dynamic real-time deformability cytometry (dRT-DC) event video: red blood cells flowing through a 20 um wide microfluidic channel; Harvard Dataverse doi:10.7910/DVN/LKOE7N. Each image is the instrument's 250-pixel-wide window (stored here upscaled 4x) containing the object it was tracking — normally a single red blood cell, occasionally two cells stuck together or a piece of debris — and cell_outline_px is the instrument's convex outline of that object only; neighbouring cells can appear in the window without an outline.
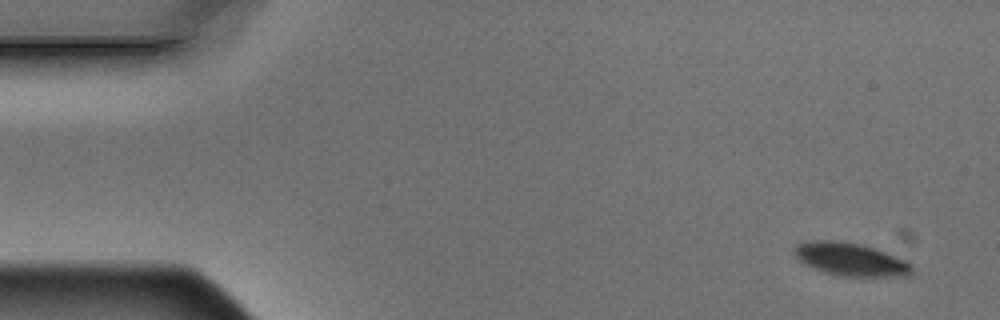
{"species": "Egyptian fruit bat (a non-hibernating species)", "species_latin": "Rousettus aegyptiacus", "temperature_condition": "warm", "stored_images_in_passage": 4, "camera_frame_rate_fps": 3000, "um_per_image_px": 0.085, "animal": {"sex": "male"}, "frame": {"image": 1, "passage_image": 1, "time_ms": 0.0, "image_size_px": [1000, 320], "cell_outline_px": [[912, 272], [908, 276], [840, 276], [804, 264], [792, 252], [792, 248], [796, 244], [804, 240], [836, 240], [860, 244], [884, 252], [904, 260], [912, 264]], "centroid_in_image_um": [72.24, 22.02], "position_along_channel_um": 12.8, "area_um2": 22.43}}
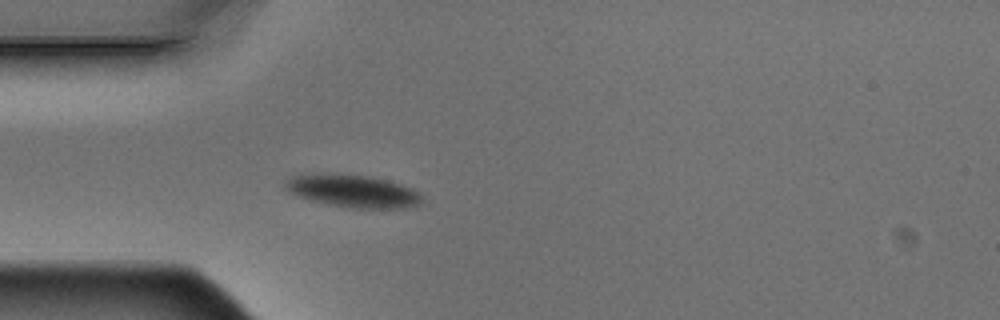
{"frame": {"image": 2, "passage_image": 4, "time_ms": 1.0, "image_size_px": [1000, 320], "cell_outline_px": [[424, 204], [404, 208], [352, 208], [328, 204], [312, 200], [288, 192], [284, 188], [284, 184], [292, 176], [368, 176], [400, 184], [412, 188], [420, 196]], "centroid_in_image_um": [30.07, 16.29], "position_along_channel_um": 54.9, "area_um2": 24.8}}